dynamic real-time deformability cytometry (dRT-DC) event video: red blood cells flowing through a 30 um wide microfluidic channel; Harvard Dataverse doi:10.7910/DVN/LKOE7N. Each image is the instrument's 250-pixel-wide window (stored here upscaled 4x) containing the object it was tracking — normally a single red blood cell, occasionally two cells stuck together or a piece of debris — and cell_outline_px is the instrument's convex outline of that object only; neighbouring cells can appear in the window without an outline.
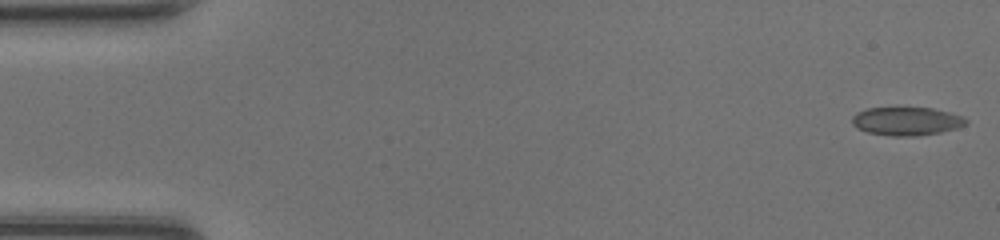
{"species": "common noctule bat (a hibernating species)", "species_latin": "Nyctalus noctula", "temperature_condition": "room temperature", "stored_images_in_passage": 47, "camera_frame_rate_fps": 3000, "um_per_image_px": 0.085, "animal": {"sex": "female", "body_mass_g": 20.0, "forearm_length_mm": 54.0}, "frame": {"image": 1, "passage_image": 1, "time_ms": 0.0, "image_size_px": [1000, 240], "cell_outline_px": [[968, 124], [956, 128], [940, 132], [916, 136], [892, 136], [868, 132], [856, 128], [852, 124], [852, 116], [856, 112], [868, 108], [932, 108], [964, 116], [968, 120]], "centroid_in_image_um": [77.06, 10.3], "position_along_channel_um": 7.9, "area_um2": 18.84}}
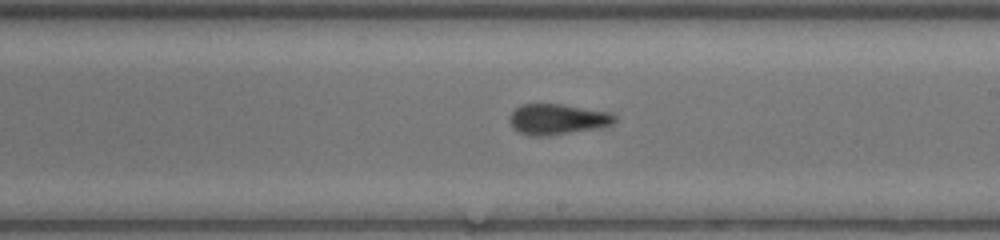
{"frame": {"image": 2, "passage_image": 27, "time_ms": 8.667, "image_size_px": [1000, 240], "cell_outline_px": [[616, 120], [612, 124], [592, 128], [548, 136], [532, 136], [520, 132], [512, 128], [508, 120], [512, 112], [520, 104], [560, 104], [608, 112], [616, 116]], "centroid_in_image_um": [47.31, 10.13], "position_along_channel_um": 241.7, "area_um2": 18.44}}
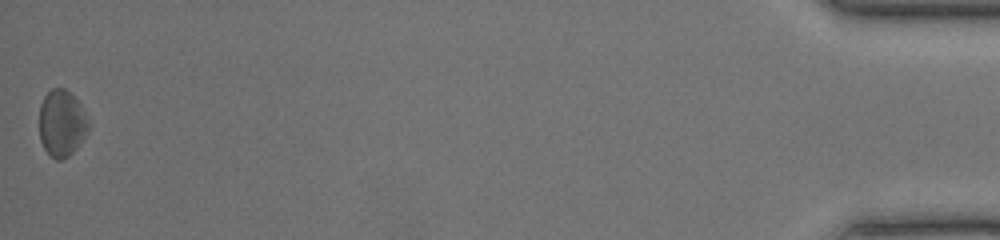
{"frame": {"image": 3, "passage_image": 47, "time_ms": 15.333, "image_size_px": [1000, 240], "cell_outline_px": [[88, 128], [84, 136], [76, 148], [68, 156], [60, 160], [56, 160], [44, 148], [40, 140], [40, 104], [44, 96], [52, 88], [64, 88], [80, 104], [88, 120]], "centroid_in_image_um": [5.23, 10.47], "position_along_channel_um": 430.0, "area_um2": 18.67}, "authors_computed_cell_mechanics": {"area_um2": 18.785, "velocity_mm_per_s": 4.3592, "shape_relaxation_time_tau1_ms": 3.7973, "shape_relaxation_time_tau2_ms": 1.0972, "deformation_change_tau1": 0.1353, "deformation_change_tau2": 0.0762}}